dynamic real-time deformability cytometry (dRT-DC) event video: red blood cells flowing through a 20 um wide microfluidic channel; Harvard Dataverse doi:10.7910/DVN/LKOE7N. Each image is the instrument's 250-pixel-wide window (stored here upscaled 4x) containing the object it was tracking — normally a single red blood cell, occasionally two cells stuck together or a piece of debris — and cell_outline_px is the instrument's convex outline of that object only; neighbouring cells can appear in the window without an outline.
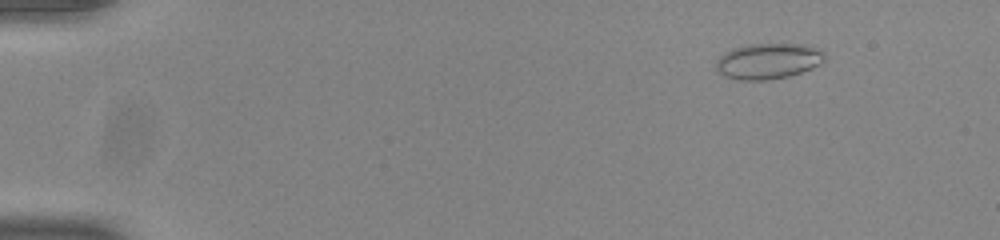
{"species": "common noctule bat (a hibernating species)", "species_latin": "Nyctalus noctula", "temperature_condition": "room temperature", "stored_images_in_passage": 48, "camera_frame_rate_fps": 3000, "um_per_image_px": 0.085, "animal": {"sex": "male", "body_mass_g": 20.0, "forearm_length_mm": 53.3}, "frame": {"image": 1, "passage_image": 1, "time_ms": 0.0, "image_size_px": [1000, 240], "cell_outline_px": [[824, 60], [820, 64], [812, 68], [788, 76], [768, 80], [740, 80], [724, 76], [716, 68], [716, 60], [724, 52], [732, 48], [748, 44], [812, 44], [824, 52]], "centroid_in_image_um": [65.3, 5.18], "position_along_channel_um": 19.7, "area_um2": 22.77}}
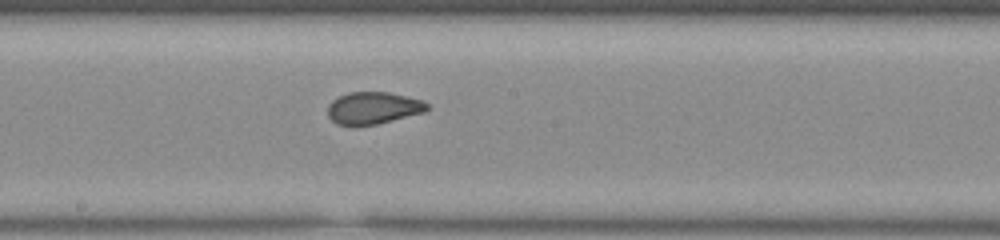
{"frame": {"image": 2, "passage_image": 25, "time_ms": 8.0, "image_size_px": [1000, 240], "cell_outline_px": [[428, 108], [424, 112], [376, 124], [336, 124], [328, 116], [328, 104], [332, 100], [348, 92], [388, 92], [420, 100], [428, 104]], "centroid_in_image_um": [31.69, 9.16], "position_along_channel_um": 216.5, "area_um2": 18.15}}
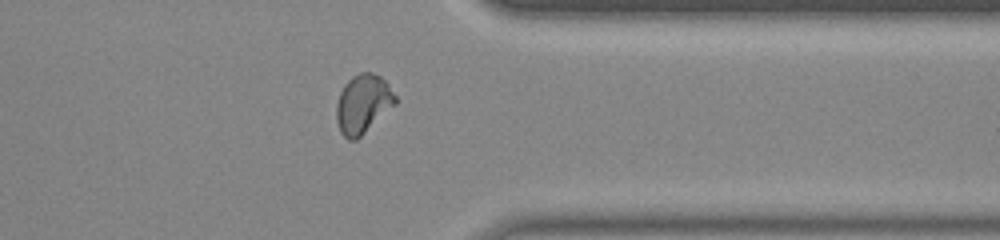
{"frame": {"image": 3, "passage_image": 38, "time_ms": 12.333, "image_size_px": [1000, 240], "cell_outline_px": [[396, 104], [356, 140], [348, 140], [340, 132], [336, 120], [336, 104], [340, 92], [344, 84], [352, 76], [360, 72], [372, 72], [380, 76], [388, 84], [396, 96]], "centroid_in_image_um": [30.84, 8.82], "position_along_channel_um": 380.6, "area_um2": 20.23}, "authors_computed_cell_mechanics": {"area_um2": 19.363, "velocity_mm_per_s": 3.8904, "shape_relaxation_time_tau1_ms": null, "shape_relaxation_time_tau2_ms": 0.8385, "deformation_change_tau1": null, "deformation_change_tau2": 0.0537}}